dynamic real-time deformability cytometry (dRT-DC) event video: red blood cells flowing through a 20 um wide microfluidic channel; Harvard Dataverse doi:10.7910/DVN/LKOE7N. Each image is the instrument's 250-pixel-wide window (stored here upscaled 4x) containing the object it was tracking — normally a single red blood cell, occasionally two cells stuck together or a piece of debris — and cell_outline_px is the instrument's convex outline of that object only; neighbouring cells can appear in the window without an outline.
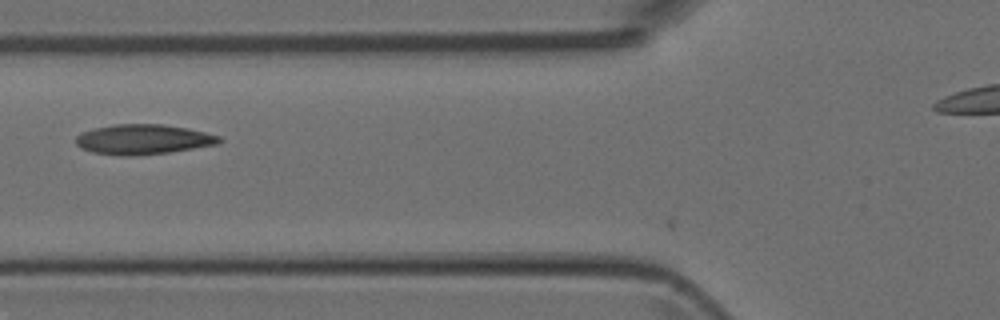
{"species": "Egyptian fruit bat (a non-hibernating species)", "species_latin": "Rousettus aegyptiacus", "temperature_condition": "room temperature", "stored_images_in_passage": 4, "camera_frame_rate_fps": 3000, "um_per_image_px": 0.085, "animal": {"sex": "female"}, "frame": {"image": 1, "passage_image": 2, "time_ms": 1.0, "image_size_px": [1000, 320], "cell_outline_px": [[224, 140], [220, 144], [168, 152], [132, 156], [124, 156], [92, 152], [80, 148], [76, 144], [76, 136], [80, 132], [96, 128], [116, 124], [164, 124], [188, 128], [220, 136]], "centroid_in_image_um": [12.18, 11.84], "position_along_channel_um": 113.6, "area_um2": 25.14}}
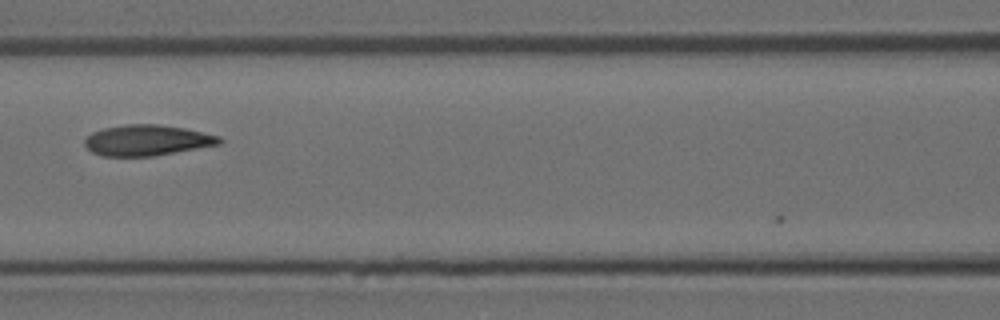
{"frame": {"image": 2, "passage_image": 3, "time_ms": 2.0, "image_size_px": [1000, 320], "cell_outline_px": [[224, 140], [220, 144], [156, 156], [100, 156], [92, 152], [84, 144], [84, 140], [92, 132], [104, 128], [128, 124], [160, 124], [184, 128], [220, 136]], "centroid_in_image_um": [12.51, 11.93], "position_along_channel_um": 154.1, "area_um2": 24.22}}